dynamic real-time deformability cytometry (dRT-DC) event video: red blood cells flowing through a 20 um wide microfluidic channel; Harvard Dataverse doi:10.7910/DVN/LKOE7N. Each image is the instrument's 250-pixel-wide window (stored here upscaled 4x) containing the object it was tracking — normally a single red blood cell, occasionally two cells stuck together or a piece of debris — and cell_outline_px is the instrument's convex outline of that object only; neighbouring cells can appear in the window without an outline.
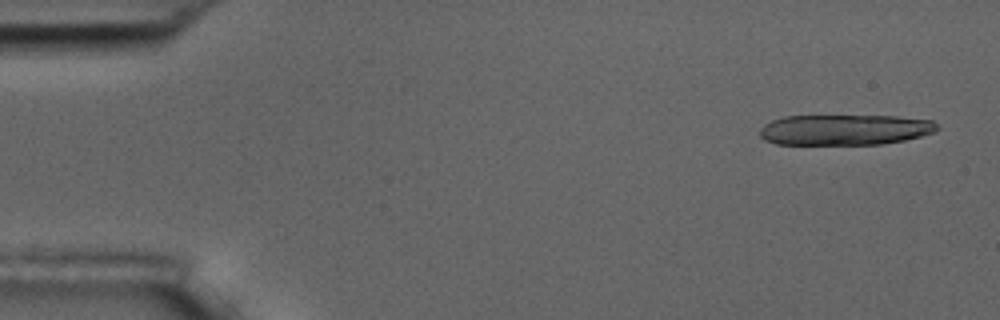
{"species": "common noctule bat (a hibernating species)", "species_latin": "Nyctalus noctula", "temperature_condition": "room temperature", "stored_images_in_passage": 5, "camera_frame_rate_fps": 3000, "um_per_image_px": 0.085, "animal": {"sex": "male", "body_mass_g": 17.5, "forearm_length_mm": 52.3}, "frame": {"image": 1, "passage_image": 1, "time_ms": 0.0, "image_size_px": [1000, 320], "cell_outline_px": [[940, 128], [936, 132], [904, 140], [884, 144], [776, 144], [764, 140], [760, 136], [760, 128], [764, 124], [772, 120], [784, 116], [896, 116], [932, 120]], "centroid_in_image_um": [71.81, 11.03], "position_along_channel_um": 13.2, "area_um2": 31.73}}
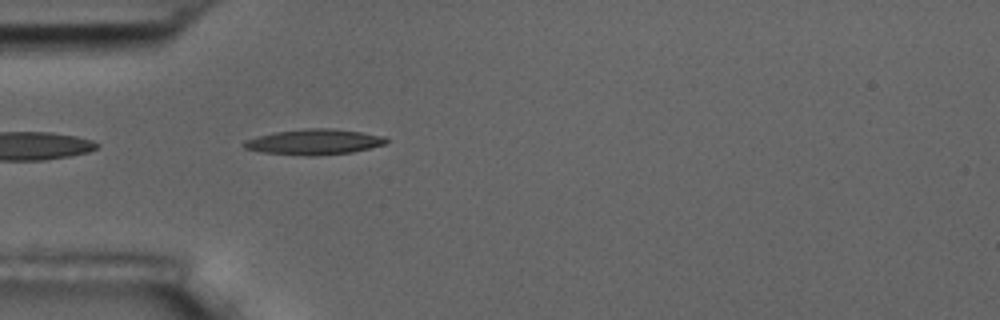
{"frame": {"image": 2, "passage_image": 5, "time_ms": 4.667, "image_size_px": [1000, 320], "cell_outline_px": [[388, 140], [384, 144], [352, 152], [312, 156], [304, 156], [260, 152], [244, 148], [240, 144], [244, 140], [272, 132], [308, 128], [328, 128], [360, 132], [384, 136]], "centroid_in_image_um": [26.62, 12.06], "position_along_channel_um": 58.4, "area_um2": 21.15}}